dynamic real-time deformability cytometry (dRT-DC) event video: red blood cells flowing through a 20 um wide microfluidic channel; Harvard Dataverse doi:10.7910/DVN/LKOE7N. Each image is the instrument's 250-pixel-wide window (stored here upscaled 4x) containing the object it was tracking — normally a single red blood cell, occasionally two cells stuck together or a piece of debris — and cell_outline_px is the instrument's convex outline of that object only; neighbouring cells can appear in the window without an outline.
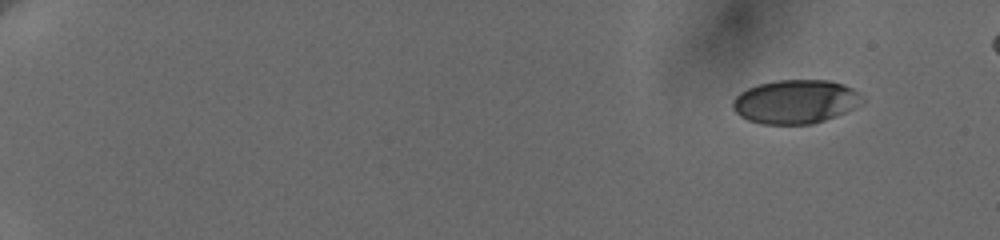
{"species": "human", "species_latin": "Homo sapiens", "temperature_condition": "cold", "stored_images_in_passage": 3, "camera_frame_rate_fps": 3000, "um_per_image_px": 0.085, "donor": {"sex": "female"}, "frame": {"image": 1, "passage_image": 3, "time_ms": 0.667, "image_size_px": [1000, 240], "cell_outline_px": [[864, 100], [860, 104], [836, 116], [812, 124], [760, 124], [748, 120], [740, 116], [732, 108], [732, 100], [740, 92], [748, 88], [760, 84], [776, 80], [828, 80], [844, 84], [860, 92]], "centroid_in_image_um": [67.61, 8.64], "position_along_channel_um": 17.4, "area_um2": 33.12}}